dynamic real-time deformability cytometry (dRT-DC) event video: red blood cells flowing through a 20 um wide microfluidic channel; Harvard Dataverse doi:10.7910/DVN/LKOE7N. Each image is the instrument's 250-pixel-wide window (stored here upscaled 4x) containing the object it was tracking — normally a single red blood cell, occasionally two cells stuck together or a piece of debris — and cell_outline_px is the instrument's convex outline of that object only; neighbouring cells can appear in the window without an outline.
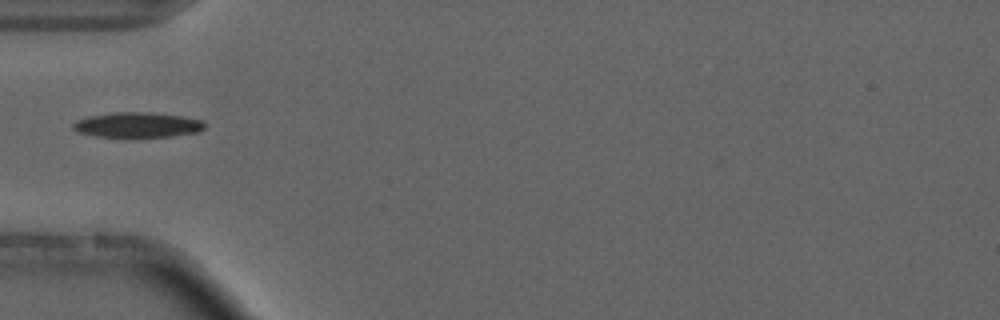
{"species": "common noctule bat (a hibernating species)", "species_latin": "Nyctalus noctula", "temperature_condition": "cold", "stored_images_in_passage": 38, "camera_frame_rate_fps": 3000, "um_per_image_px": 0.085, "animal": {"sex": "male", "forearm_length_mm": 52.5}, "frame": {"image": 1, "passage_image": 1, "time_ms": 0.0, "image_size_px": [1000, 320], "cell_outline_px": [[208, 124], [200, 132], [172, 136], [96, 136], [80, 132], [72, 128], [72, 124], [76, 120], [88, 116], [116, 112], [148, 112], [184, 116], [204, 120]], "centroid_in_image_um": [11.76, 10.6], "position_along_channel_um": 73.2, "area_um2": 19.25}}